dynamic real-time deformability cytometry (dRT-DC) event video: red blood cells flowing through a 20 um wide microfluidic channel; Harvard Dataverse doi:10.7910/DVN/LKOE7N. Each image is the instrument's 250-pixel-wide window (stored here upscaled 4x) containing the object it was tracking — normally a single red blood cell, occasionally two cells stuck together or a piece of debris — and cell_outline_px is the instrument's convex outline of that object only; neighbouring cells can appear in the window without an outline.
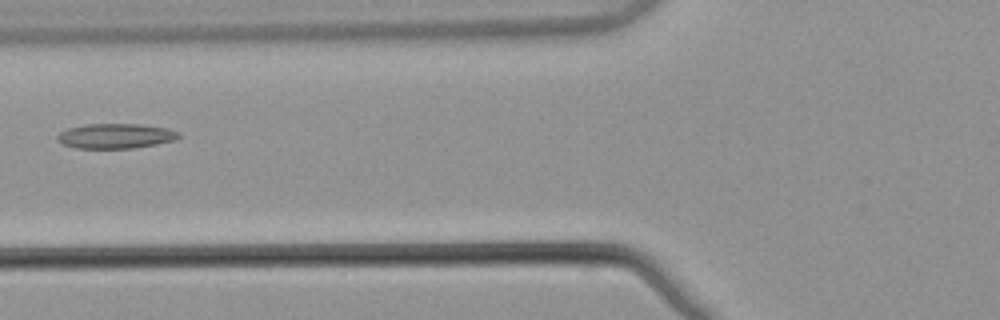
{"species": "common noctule bat (a hibernating species)", "species_latin": "Nyctalus noctula", "temperature_condition": "warm", "stored_images_in_passage": 4, "camera_frame_rate_fps": 3000, "um_per_image_px": 0.085, "animal": {"sex": "male", "body_mass_g": 21.5, "forearm_length_mm": 52.0}, "frame": {"image": 1, "passage_image": 3, "time_ms": 0.667, "image_size_px": [1000, 320], "cell_outline_px": [[180, 136], [176, 140], [156, 144], [132, 148], [76, 148], [64, 144], [56, 140], [56, 136], [60, 132], [68, 128], [84, 124], [140, 124], [168, 128], [180, 132]], "centroid_in_image_um": [9.83, 11.55], "position_along_channel_um": 116.0, "area_um2": 17.69}}
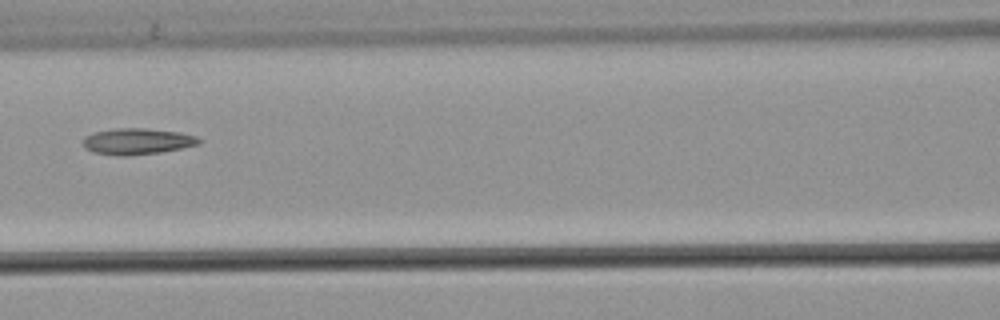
{"frame": {"image": 2, "passage_image": 4, "time_ms": 1.0, "image_size_px": [1000, 320], "cell_outline_px": [[204, 140], [200, 144], [160, 152], [128, 156], [116, 156], [92, 152], [84, 148], [84, 136], [96, 132], [116, 128], [144, 128], [180, 132], [196, 136]], "centroid_in_image_um": [11.68, 12.02], "position_along_channel_um": 154.9, "area_um2": 17.8}}